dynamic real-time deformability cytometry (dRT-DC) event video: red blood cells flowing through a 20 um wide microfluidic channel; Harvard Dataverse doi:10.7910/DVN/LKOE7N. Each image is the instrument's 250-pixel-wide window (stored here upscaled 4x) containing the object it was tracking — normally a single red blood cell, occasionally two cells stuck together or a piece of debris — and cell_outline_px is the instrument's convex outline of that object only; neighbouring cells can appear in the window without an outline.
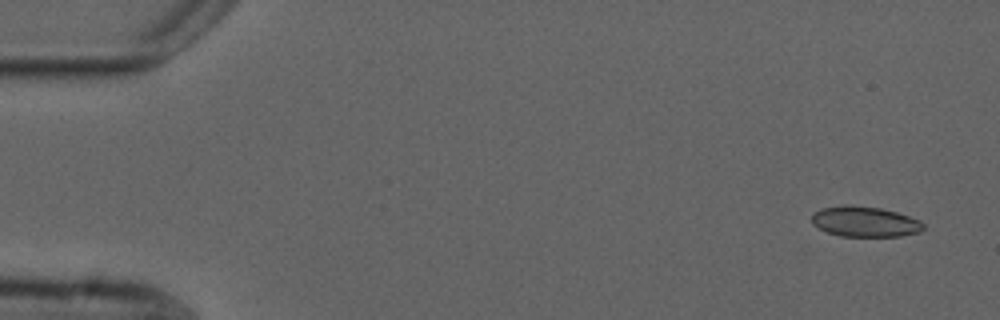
{"species": "common noctule bat (a hibernating species)", "species_latin": "Nyctalus noctula", "temperature_condition": "cold", "stored_images_in_passage": 6, "camera_frame_rate_fps": 3000, "um_per_image_px": 0.085, "animal": {"sex": "male", "forearm_length_mm": 52.5}, "frame": {"image": 1, "passage_image": 1, "time_ms": 0.0, "image_size_px": [1000, 320], "cell_outline_px": [[924, 228], [920, 232], [900, 236], [840, 236], [828, 232], [812, 224], [812, 216], [820, 208], [844, 204], [880, 208], [896, 212], [920, 220], [924, 224]], "centroid_in_image_um": [73.52, 18.83], "position_along_channel_um": 11.5, "area_um2": 19.71}}
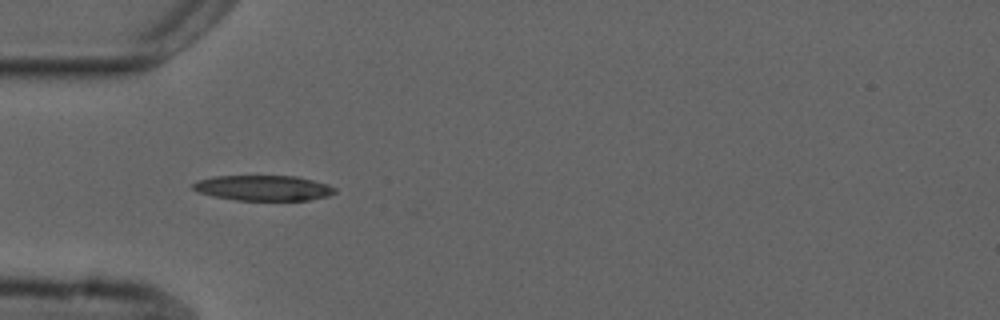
{"frame": {"image": 2, "passage_image": 5, "time_ms": 4.667, "image_size_px": [1000, 320], "cell_outline_px": [[336, 192], [328, 196], [308, 200], [236, 200], [212, 196], [196, 192], [192, 188], [192, 184], [196, 180], [216, 176], [296, 176], [328, 184], [336, 188]], "centroid_in_image_um": [22.35, 15.98], "position_along_channel_um": 62.6, "area_um2": 21.04}}
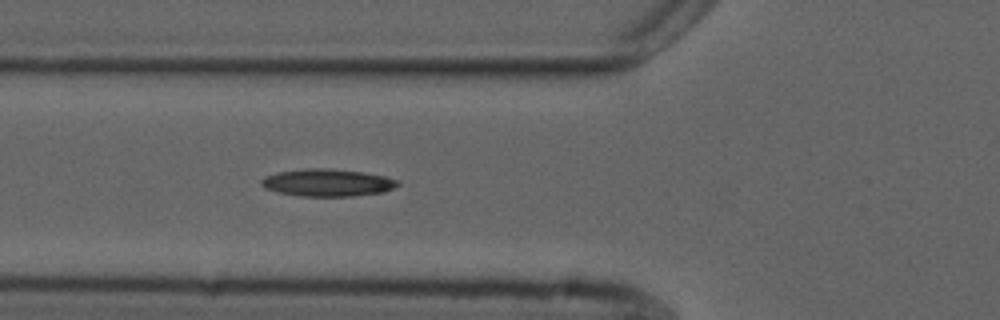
{"frame": {"image": 3, "passage_image": 6, "time_ms": 5.667, "image_size_px": [1000, 320], "cell_outline_px": [[400, 184], [384, 192], [352, 196], [300, 196], [280, 192], [264, 188], [260, 184], [260, 180], [264, 176], [276, 172], [308, 168], [328, 168], [364, 172], [384, 176], [400, 180]], "centroid_in_image_um": [27.83, 15.52], "position_along_channel_um": 98.0, "area_um2": 21.85}}